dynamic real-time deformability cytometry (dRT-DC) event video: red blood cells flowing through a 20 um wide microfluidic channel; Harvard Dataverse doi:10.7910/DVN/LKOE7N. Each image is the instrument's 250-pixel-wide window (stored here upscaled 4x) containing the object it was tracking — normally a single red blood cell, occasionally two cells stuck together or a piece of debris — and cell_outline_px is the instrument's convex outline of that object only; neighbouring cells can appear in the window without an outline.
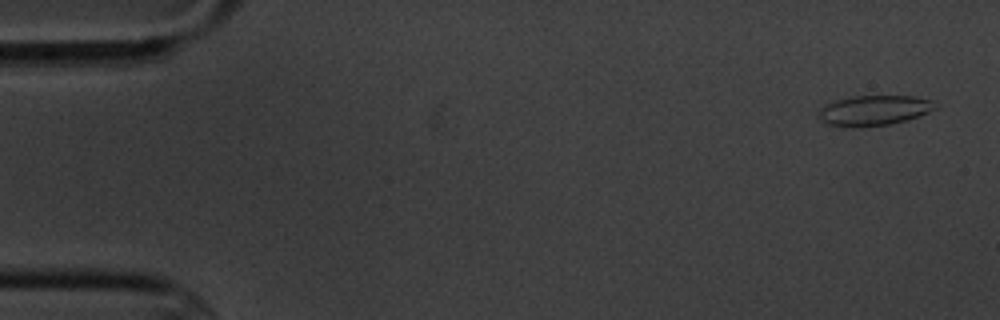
{"species": "common noctule bat (a hibernating species)", "species_latin": "Nyctalus noctula", "temperature_condition": "cold", "stored_images_in_passage": 4, "camera_frame_rate_fps": 3000, "um_per_image_px": 0.085, "animal": {"sex": "male", "body_mass_g": 20.1, "forearm_length_mm": 53.5}, "frame": {"image": 1, "passage_image": 1, "time_ms": 0.0, "image_size_px": [1000, 320], "cell_outline_px": [[936, 108], [928, 112], [908, 120], [888, 124], [852, 128], [828, 124], [820, 120], [816, 116], [824, 104], [836, 100], [856, 96], [916, 96], [932, 100]], "centroid_in_image_um": [74.25, 9.39], "position_along_channel_um": 10.7, "area_um2": 20.52}}
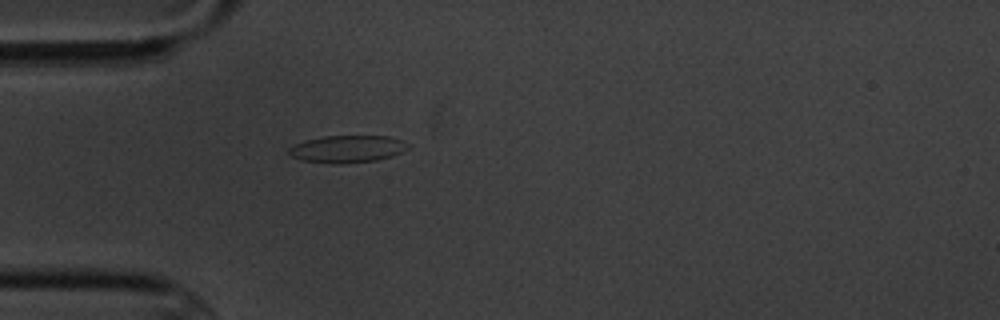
{"frame": {"image": 2, "passage_image": 4, "time_ms": 4.667, "image_size_px": [1000, 320], "cell_outline_px": [[408, 148], [392, 156], [376, 160], [340, 164], [332, 164], [304, 160], [292, 156], [288, 152], [288, 148], [292, 144], [304, 140], [324, 136], [388, 136], [400, 140], [408, 144]], "centroid_in_image_um": [29.47, 12.66], "position_along_channel_um": 55.5, "area_um2": 18.84}}